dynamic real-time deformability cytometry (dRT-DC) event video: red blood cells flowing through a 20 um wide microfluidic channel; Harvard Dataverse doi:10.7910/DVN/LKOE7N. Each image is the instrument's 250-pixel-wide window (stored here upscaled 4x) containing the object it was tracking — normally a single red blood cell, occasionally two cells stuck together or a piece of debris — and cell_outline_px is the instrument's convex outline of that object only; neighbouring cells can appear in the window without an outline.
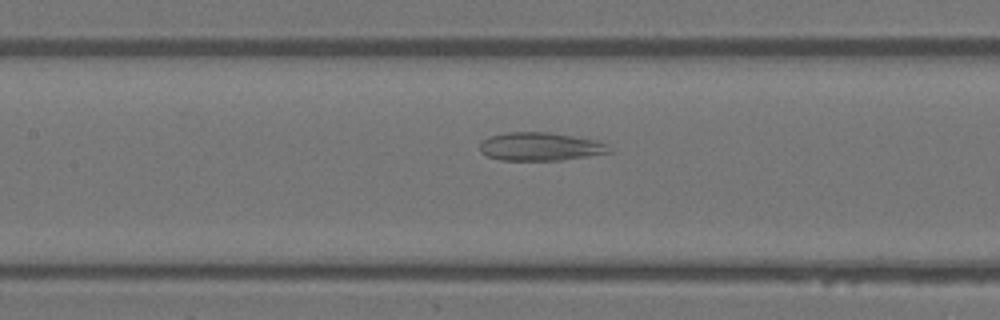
{"species": "Egyptian fruit bat (a non-hibernating species)", "species_latin": "Rousettus aegyptiacus", "temperature_condition": "warm", "stored_images_in_passage": 35, "segment_of_instrument_passage": [1, 2], "camera_frame_rate_fps": 3000, "um_per_image_px": 0.085, "animal": {"sex": "female"}, "frame": {"image": 1, "passage_image": 10, "time_ms": 3.0, "image_size_px": [1000, 320], "cell_outline_px": [[612, 152], [588, 156], [560, 160], [500, 160], [488, 156], [480, 152], [480, 144], [488, 136], [508, 132], [548, 132], [596, 140], [608, 144]], "centroid_in_image_um": [45.92, 12.46], "position_along_channel_um": 161.5, "area_um2": 21.27}}
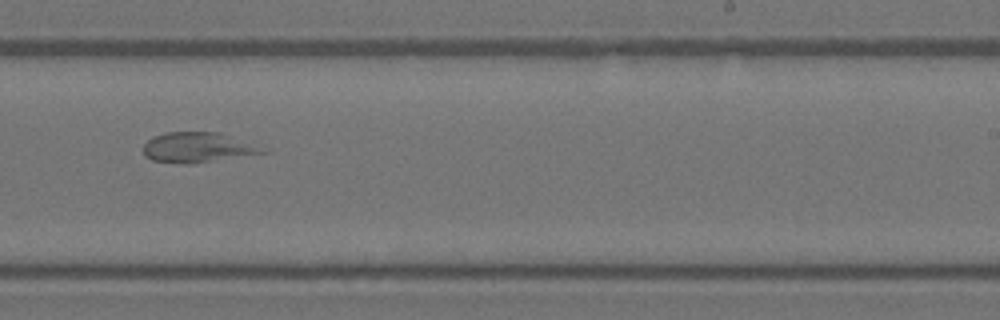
{"frame": {"image": 2, "passage_image": 18, "time_ms": 5.667, "image_size_px": [1000, 320], "cell_outline_px": [[268, 152], [208, 160], [152, 160], [144, 156], [144, 144], [152, 136], [164, 132], [220, 132]], "centroid_in_image_um": [16.67, 12.46], "position_along_channel_um": 272.3, "area_um2": 19.13}}
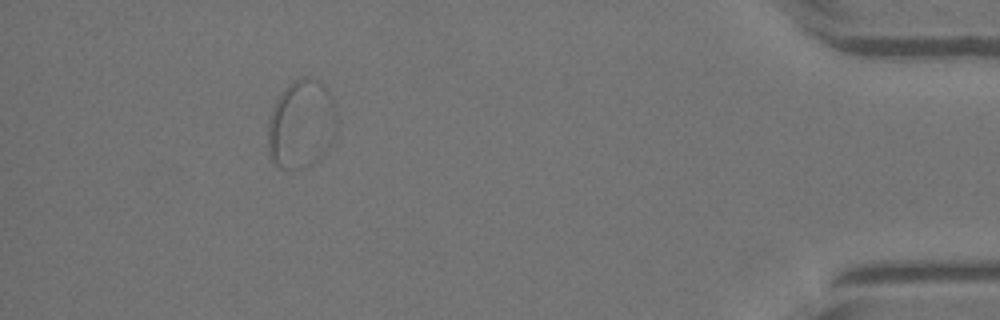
{"frame": {"image": 3, "passage_image": 32, "time_ms": 10.333, "image_size_px": [1000, 320], "cell_outline_px": [[336, 128], [324, 152], [312, 164], [304, 168], [280, 168], [272, 164], [268, 156], [268, 120], [272, 108], [276, 100], [284, 88], [288, 84], [304, 76], [316, 80], [324, 84], [336, 108]], "centroid_in_image_um": [25.56, 10.56], "position_along_channel_um": 409.6, "area_um2": 35.49}}